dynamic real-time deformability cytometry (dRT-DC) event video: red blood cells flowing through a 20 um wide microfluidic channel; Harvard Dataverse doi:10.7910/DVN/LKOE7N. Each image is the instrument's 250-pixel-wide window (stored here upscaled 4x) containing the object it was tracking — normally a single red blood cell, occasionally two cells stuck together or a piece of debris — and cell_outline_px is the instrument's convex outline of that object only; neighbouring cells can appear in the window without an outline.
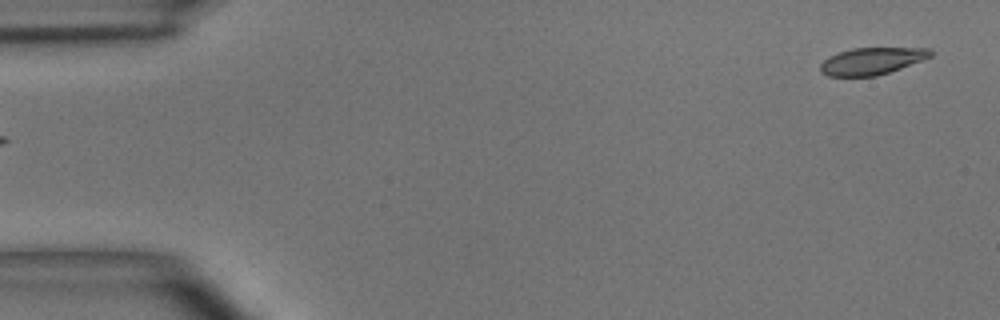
{"species": "common noctule bat (a hibernating species)", "species_latin": "Nyctalus noctula", "temperature_condition": "room temperature", "stored_images_in_passage": 9, "camera_frame_rate_fps": 3000, "um_per_image_px": 0.085, "animal": {"sex": "male", "body_mass_g": 15.6}, "frame": {"image": 1, "passage_image": 1, "time_ms": 0.0, "image_size_px": [1000, 320], "cell_outline_px": [[932, 56], [900, 68], [876, 76], [828, 76], [820, 72], [820, 64], [828, 56], [852, 48], [928, 48], [932, 52]], "centroid_in_image_um": [74.06, 5.19], "position_along_channel_um": 10.9, "area_um2": 17.17}}